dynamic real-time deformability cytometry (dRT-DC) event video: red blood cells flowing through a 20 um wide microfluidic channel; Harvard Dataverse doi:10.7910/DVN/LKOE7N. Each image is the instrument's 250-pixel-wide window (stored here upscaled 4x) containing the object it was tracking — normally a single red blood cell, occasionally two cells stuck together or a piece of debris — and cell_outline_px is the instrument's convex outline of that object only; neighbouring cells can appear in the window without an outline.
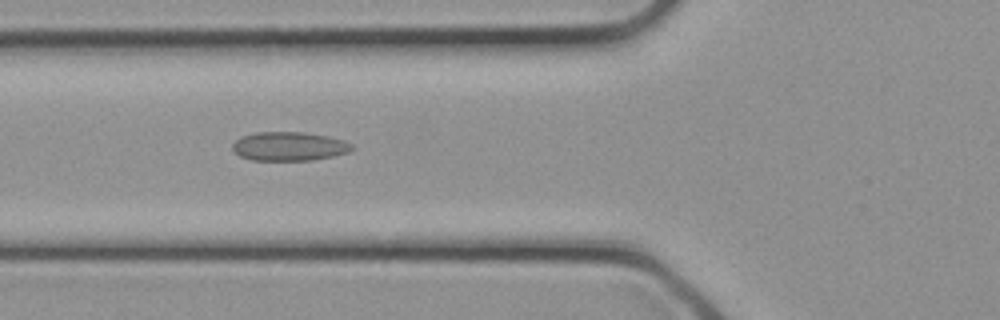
{"species": "common noctule bat (a hibernating species)", "species_latin": "Nyctalus noctula", "temperature_condition": "cold", "stored_images_in_passage": 26, "camera_frame_rate_fps": 3000, "um_per_image_px": 0.085, "animal": {"sex": "female", "body_mass_g": 21.9}, "frame": {"image": 1, "passage_image": 6, "time_ms": 1.667, "image_size_px": [1000, 320], "cell_outline_px": [[356, 148], [348, 152], [332, 156], [312, 160], [252, 160], [240, 156], [232, 148], [232, 144], [240, 136], [256, 132], [304, 132], [328, 136], [344, 140], [352, 144]], "centroid_in_image_um": [24.59, 12.43], "position_along_channel_um": 101.2, "area_um2": 20.17}}
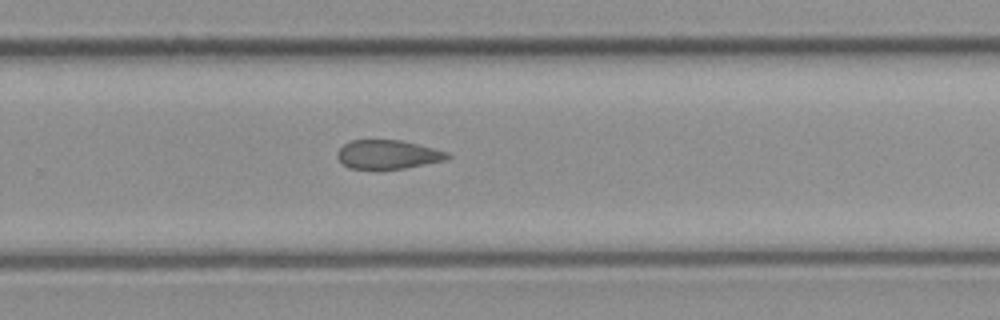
{"frame": {"image": 2, "passage_image": 15, "time_ms": 4.667, "image_size_px": [1000, 320], "cell_outline_px": [[452, 156], [444, 160], [404, 168], [348, 168], [336, 156], [336, 152], [344, 144], [352, 140], [400, 140], [448, 152]], "centroid_in_image_um": [32.94, 13.12], "position_along_channel_um": 296.9, "area_um2": 18.15}}
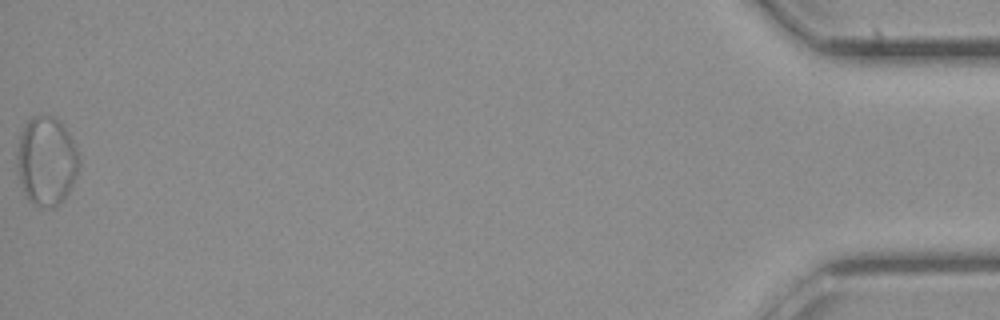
{"frame": {"image": 3, "passage_image": 26, "time_ms": 8.333, "image_size_px": [1000, 320], "cell_outline_px": [[80, 164], [76, 176], [68, 192], [52, 208], [48, 208], [32, 204], [28, 200], [24, 192], [20, 180], [16, 156], [20, 132], [28, 120], [32, 116], [56, 116], [60, 120], [68, 132], [76, 148], [80, 160]], "centroid_in_image_um": [3.94, 13.65], "position_along_channel_um": 431.3, "area_um2": 32.02}}